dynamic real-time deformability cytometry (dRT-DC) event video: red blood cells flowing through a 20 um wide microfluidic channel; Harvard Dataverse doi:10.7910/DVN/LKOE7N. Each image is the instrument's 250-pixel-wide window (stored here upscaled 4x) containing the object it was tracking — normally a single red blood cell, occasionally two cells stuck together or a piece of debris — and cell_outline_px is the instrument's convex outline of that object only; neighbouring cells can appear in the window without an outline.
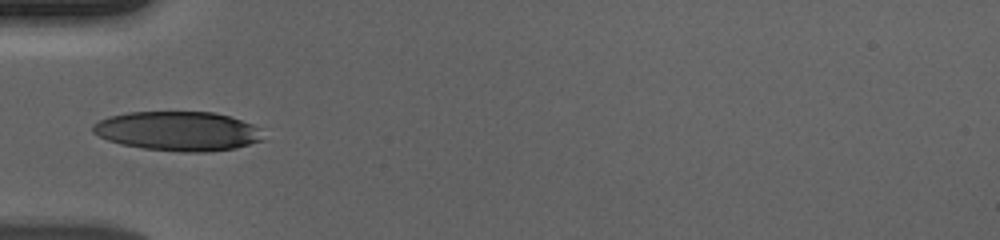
{"species": "human", "species_latin": "Homo sapiens", "temperature_condition": "cold", "stored_images_in_passage": 38, "camera_frame_rate_fps": 3000, "um_per_image_px": 0.085, "donor": {"sex": "male"}, "frame": {"image": 1, "passage_image": 1, "time_ms": 0.0, "image_size_px": [1000, 240], "cell_outline_px": [[264, 140], [236, 148], [208, 152], [180, 152], [144, 148], [120, 144], [108, 140], [92, 132], [92, 124], [108, 116], [128, 112], [212, 112], [228, 116], [252, 124], [260, 128]], "centroid_in_image_um": [15.13, 11.15], "position_along_channel_um": 69.9, "area_um2": 39.13}}
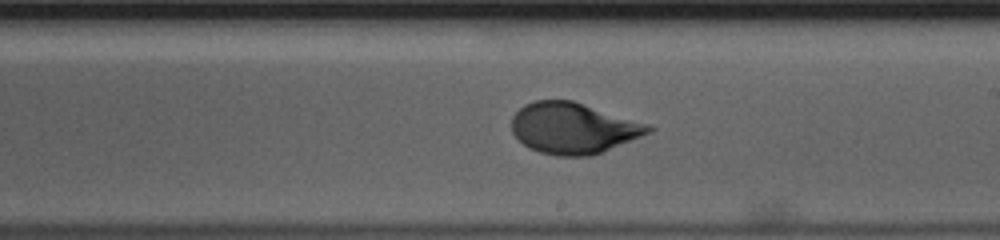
{"frame": {"image": 2, "passage_image": 15, "time_ms": 4.667, "image_size_px": [1000, 240], "cell_outline_px": [[656, 128], [652, 132], [592, 156], [556, 156], [540, 152], [528, 148], [512, 132], [512, 116], [524, 104], [536, 100], [572, 100], [652, 124]], "centroid_in_image_um": [48.77, 10.89], "position_along_channel_um": 240.2, "area_um2": 40.98}}
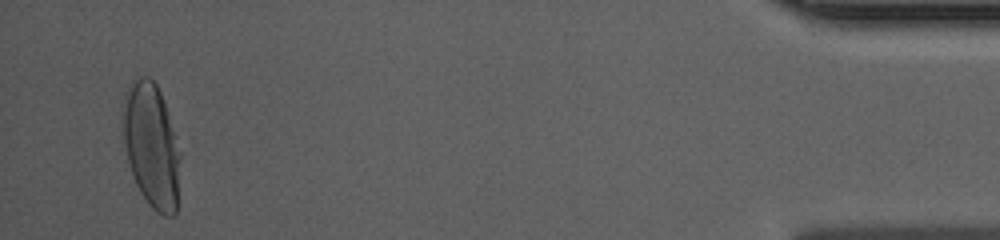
{"frame": {"image": 3, "passage_image": 36, "time_ms": 11.667, "image_size_px": [1000, 240], "cell_outline_px": [[180, 156], [176, 212], [172, 216], [164, 216], [156, 212], [148, 204], [140, 192], [136, 184], [128, 160], [124, 144], [120, 112], [124, 92], [128, 84], [132, 80], [140, 76], [148, 76], [156, 84], [160, 92], [168, 112], [176, 136]], "centroid_in_image_um": [12.83, 12.31], "position_along_channel_um": 422.4, "area_um2": 42.08}, "authors_computed_cell_mechanics": {"area_um2": 39.882, "velocity_mm_per_s": 3.6611, "shape_relaxation_time_tau1_ms": 4.0772, "shape_relaxation_time_tau2_ms": null, "deformation_change_tau1": 0.19, "deformation_change_tau2": null}}